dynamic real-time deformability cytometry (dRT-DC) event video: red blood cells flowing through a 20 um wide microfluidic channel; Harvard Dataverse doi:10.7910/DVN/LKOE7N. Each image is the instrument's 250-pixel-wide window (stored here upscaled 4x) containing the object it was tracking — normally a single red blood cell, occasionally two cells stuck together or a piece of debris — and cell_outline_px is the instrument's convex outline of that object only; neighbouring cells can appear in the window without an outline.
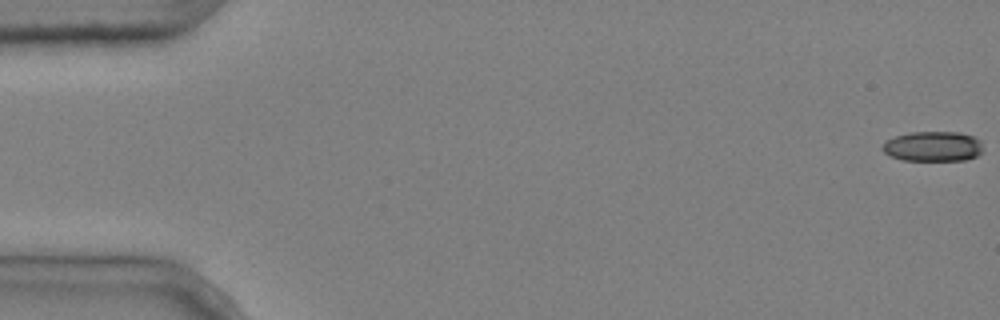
{"species": "common noctule bat (a hibernating species)", "species_latin": "Nyctalus noctula", "temperature_condition": "cold", "stored_images_in_passage": 7, "camera_frame_rate_fps": 3000, "um_per_image_px": 0.085, "animal": {"sex": "male", "body_mass_g": 20.4}, "frame": {"image": 1, "passage_image": 1, "time_ms": 0.0, "image_size_px": [1000, 320], "cell_outline_px": [[984, 152], [976, 156], [964, 160], [904, 160], [892, 156], [884, 152], [880, 148], [884, 140], [896, 136], [912, 132], [960, 132], [972, 136], [980, 140]], "centroid_in_image_um": [79.3, 12.44], "position_along_channel_um": 5.7, "area_um2": 17.69}}